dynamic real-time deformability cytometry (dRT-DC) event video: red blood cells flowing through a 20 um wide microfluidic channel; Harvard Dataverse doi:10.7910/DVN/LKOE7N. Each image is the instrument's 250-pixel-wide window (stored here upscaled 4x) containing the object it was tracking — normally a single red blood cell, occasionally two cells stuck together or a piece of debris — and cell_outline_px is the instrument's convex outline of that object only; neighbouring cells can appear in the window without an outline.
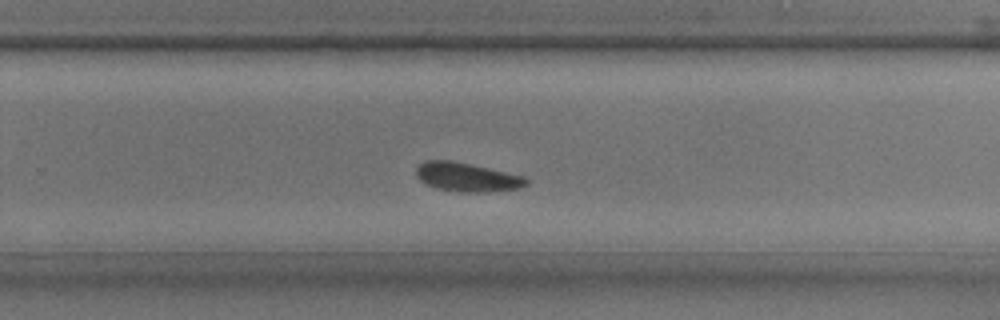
{"species": "common noctule bat (a hibernating species)", "species_latin": "Nyctalus noctula", "temperature_condition": "room temperature", "stored_images_in_passage": 30, "camera_frame_rate_fps": 3000, "um_per_image_px": 0.085, "animal": {"sex": "male", "body_mass_g": 17.9, "forearm_length_mm": 54.2}, "frame": {"image": 1, "passage_image": 18, "time_ms": 5.667, "image_size_px": [1000, 320], "cell_outline_px": [[528, 184], [520, 188], [484, 192], [460, 192], [436, 188], [424, 184], [416, 176], [416, 168], [424, 160], [452, 160], [524, 176], [528, 180]], "centroid_in_image_um": [39.66, 15.05], "position_along_channel_um": 290.1, "area_um2": 18.55}}
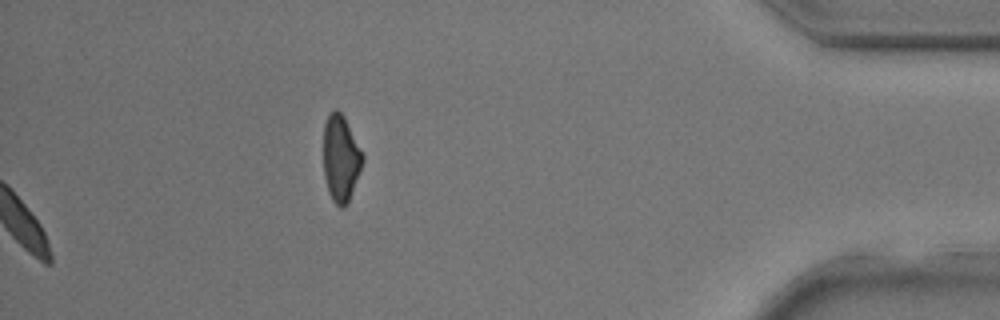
{"frame": {"image": 2, "passage_image": 30, "time_ms": 9.667, "image_size_px": [1000, 320], "cell_outline_px": [[364, 160], [348, 200], [344, 208], [340, 208], [332, 200], [328, 192], [324, 176], [324, 124], [328, 112], [332, 108], [336, 108], [344, 116], [364, 156]], "centroid_in_image_um": [28.94, 13.41], "position_along_channel_um": 406.3, "area_um2": 19.65}}